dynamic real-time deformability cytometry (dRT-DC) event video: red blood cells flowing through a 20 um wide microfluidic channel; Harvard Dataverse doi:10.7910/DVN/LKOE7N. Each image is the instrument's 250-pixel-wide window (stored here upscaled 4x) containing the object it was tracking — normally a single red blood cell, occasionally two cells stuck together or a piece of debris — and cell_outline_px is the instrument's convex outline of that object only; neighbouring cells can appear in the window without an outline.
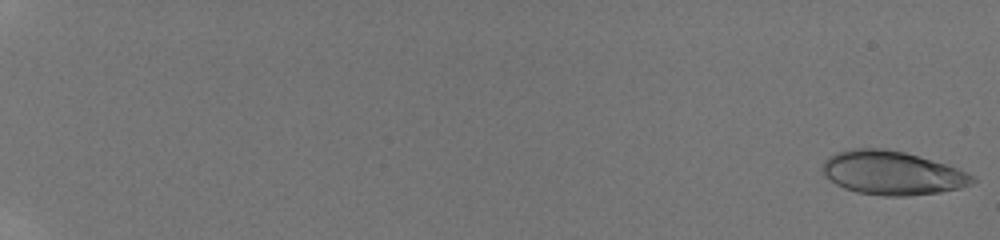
{"species": "human", "species_latin": "Homo sapiens", "temperature_condition": "room temperature", "stored_images_in_passage": 31, "camera_frame_rate_fps": 3000, "um_per_image_px": 0.085, "donor": {"sex": "male"}, "frame": {"image": 1, "passage_image": 1, "time_ms": 0.0, "image_size_px": [1000, 240], "cell_outline_px": [[976, 180], [972, 184], [960, 188], [940, 192], [908, 196], [884, 196], [856, 192], [844, 188], [836, 184], [824, 176], [824, 160], [828, 156], [836, 152], [852, 148], [884, 148], [904, 152], [948, 164], [976, 176]], "centroid_in_image_um": [75.86, 14.7], "position_along_channel_um": 9.1, "area_um2": 38.44}}
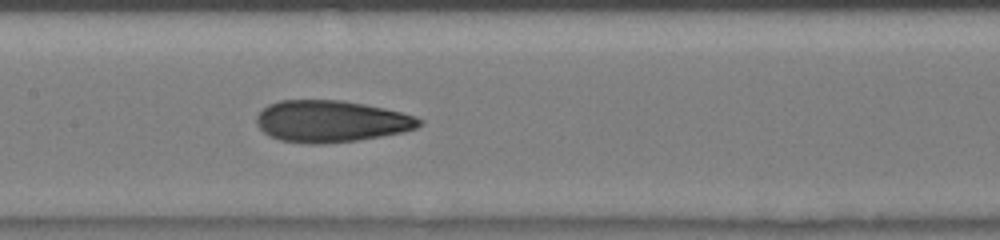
{"frame": {"image": 2, "passage_image": 18, "time_ms": 10.0, "image_size_px": [1000, 240], "cell_outline_px": [[424, 124], [416, 128], [404, 132], [356, 140], [320, 144], [312, 144], [280, 140], [268, 136], [256, 124], [256, 116], [268, 104], [280, 100], [340, 100], [364, 104], [384, 108], [416, 116], [424, 120]], "centroid_in_image_um": [28.15, 10.31], "position_along_channel_um": 179.3, "area_um2": 39.59}}
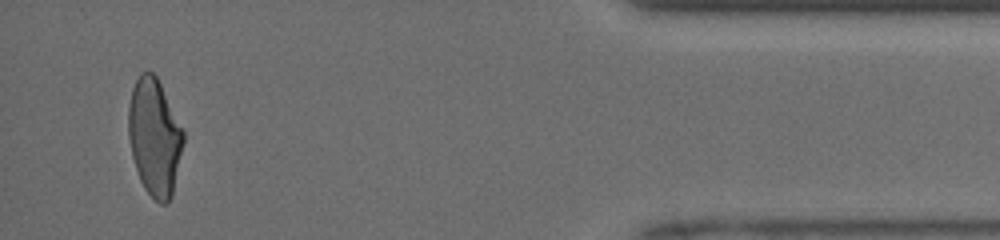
{"frame": {"image": 3, "passage_image": 31, "time_ms": 17.0, "image_size_px": [1000, 240], "cell_outline_px": [[184, 140], [172, 196], [164, 204], [160, 204], [144, 188], [140, 180], [132, 156], [128, 136], [128, 104], [132, 88], [140, 72], [152, 72], [156, 76], [184, 132]], "centroid_in_image_um": [13.11, 11.65], "position_along_channel_um": 422.1, "area_um2": 37.11}, "authors_computed_cell_mechanics": {"area_um2": 38.2058, "velocity_mm_per_s": 4.167, "shape_relaxation_time_tau1_ms": null, "shape_relaxation_time_tau2_ms": 1.2894, "deformation_change_tau1": null, "deformation_change_tau2": 0.085}}